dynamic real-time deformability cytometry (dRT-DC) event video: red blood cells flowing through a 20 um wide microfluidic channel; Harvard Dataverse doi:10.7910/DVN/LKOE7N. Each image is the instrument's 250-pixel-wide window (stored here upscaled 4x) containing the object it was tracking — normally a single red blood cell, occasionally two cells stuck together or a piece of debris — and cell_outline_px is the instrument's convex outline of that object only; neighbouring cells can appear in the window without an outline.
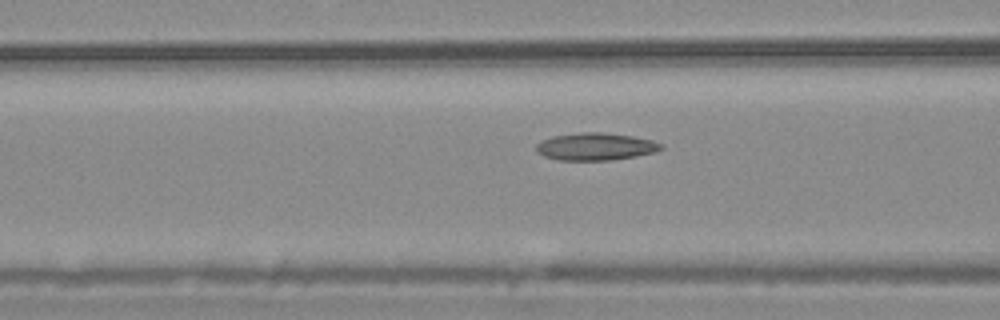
{"species": "common noctule bat (a hibernating species)", "species_latin": "Nyctalus noctula", "temperature_condition": "warm", "stored_images_in_passage": 55, "camera_frame_rate_fps": 3000, "um_per_image_px": 0.085, "animal": {"sex": "male", "body_mass_g": 20.4}, "frame": {"image": 1, "passage_image": 22, "time_ms": 7.0, "image_size_px": [1000, 320], "cell_outline_px": [[664, 148], [656, 152], [636, 156], [612, 160], [560, 160], [544, 156], [536, 152], [536, 144], [540, 140], [552, 136], [580, 132], [600, 132], [632, 136], [652, 140], [664, 144]], "centroid_in_image_um": [50.63, 12.46], "position_along_channel_um": 116.0, "area_um2": 20.11}}
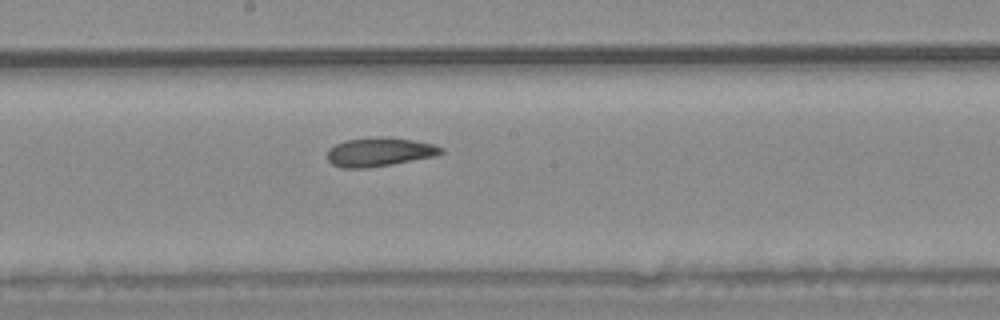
{"frame": {"image": 2, "passage_image": 30, "time_ms": 9.667, "image_size_px": [1000, 320], "cell_outline_px": [[444, 152], [436, 156], [392, 164], [368, 168], [340, 168], [332, 164], [328, 160], [328, 148], [344, 140], [380, 136], [388, 136], [412, 140], [432, 144], [444, 148]], "centroid_in_image_um": [32.24, 12.91], "position_along_channel_um": 216.0, "area_um2": 19.31}}
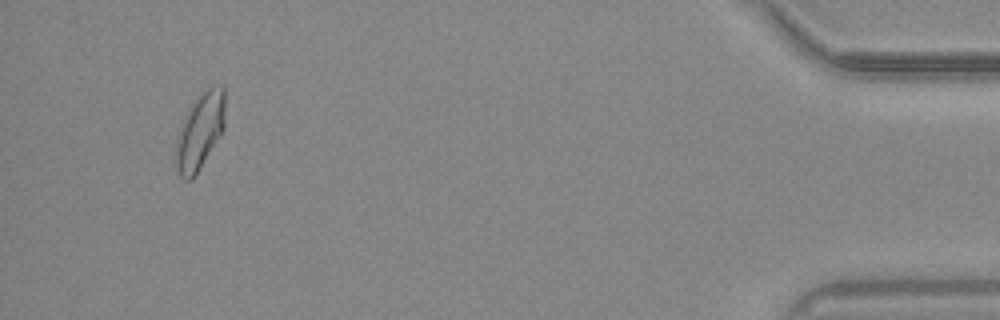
{"frame": {"image": 3, "passage_image": 52, "time_ms": 17.0, "image_size_px": [1000, 320], "cell_outline_px": [[224, 128], [220, 136], [192, 180], [184, 180], [180, 176], [176, 164], [176, 136], [188, 108], [196, 96], [204, 88], [212, 84], [224, 84]], "centroid_in_image_um": [17.0, 11.07], "position_along_channel_um": 418.2, "area_um2": 22.2}, "authors_computed_cell_mechanics": {"area_um2": 20.0566, "velocity_mm_per_s": 3.7513, "shape_relaxation_time_tau1_ms": null, "shape_relaxation_time_tau2_ms": 3.5428, "deformation_change_tau1": null, "deformation_change_tau2": 0.0948}}